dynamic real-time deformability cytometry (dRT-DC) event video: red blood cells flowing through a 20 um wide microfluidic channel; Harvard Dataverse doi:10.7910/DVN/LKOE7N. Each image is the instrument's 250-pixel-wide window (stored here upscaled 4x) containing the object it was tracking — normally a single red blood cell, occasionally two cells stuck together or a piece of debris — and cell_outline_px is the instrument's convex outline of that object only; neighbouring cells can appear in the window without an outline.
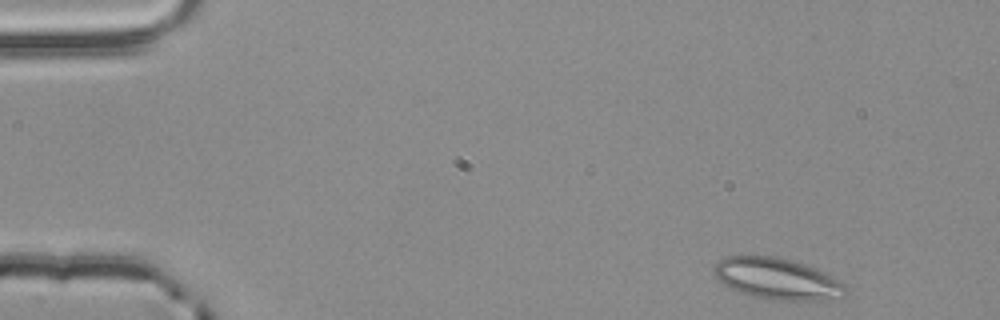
{"species": "common noctule bat (a hibernating species)", "species_latin": "Nyctalus noctula", "temperature_condition": "room temperature", "stored_images_in_passage": 3, "camera_frame_rate_fps": 3000, "um_per_image_px": 0.085, "animal": {"sex": "male", "body_mass_g": 20.4}, "frame": {"image": 1, "passage_image": 1, "time_ms": 0.0, "image_size_px": [1000, 320], "cell_outline_px": [[848, 292], [820, 300], [772, 300], [752, 296], [732, 288], [724, 284], [716, 276], [712, 268], [720, 260], [728, 256], [776, 256], [792, 260], [816, 268], [824, 272], [844, 284], [848, 288]], "centroid_in_image_um": [66.04, 23.68], "position_along_channel_um": 19.0, "area_um2": 31.15}}